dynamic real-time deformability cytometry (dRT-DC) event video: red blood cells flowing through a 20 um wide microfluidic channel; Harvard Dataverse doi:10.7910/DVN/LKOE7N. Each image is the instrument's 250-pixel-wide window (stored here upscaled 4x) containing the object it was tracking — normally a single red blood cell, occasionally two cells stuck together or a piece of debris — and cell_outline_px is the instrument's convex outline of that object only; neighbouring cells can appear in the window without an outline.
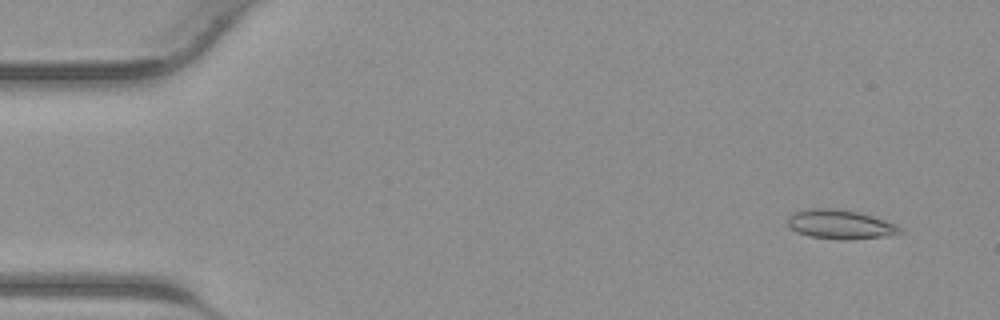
{"species": "common noctule bat (a hibernating species)", "species_latin": "Nyctalus noctula", "temperature_condition": "warm", "stored_images_in_passage": 43, "segment_of_instrument_passage": [1, 2], "camera_frame_rate_fps": 3000, "um_per_image_px": 0.085, "animal": {"sex": "male", "body_mass_g": 23.1, "forearm_length_mm": 52.7}, "frame": {"image": 1, "passage_image": 3, "time_ms": 0.667, "image_size_px": [1000, 320], "cell_outline_px": [[900, 232], [888, 236], [848, 240], [840, 240], [808, 236], [796, 232], [788, 224], [788, 216], [792, 212], [804, 208], [840, 208], [860, 212], [896, 224], [900, 228]], "centroid_in_image_um": [71.37, 19.06], "position_along_channel_um": 13.6, "area_um2": 19.36}}
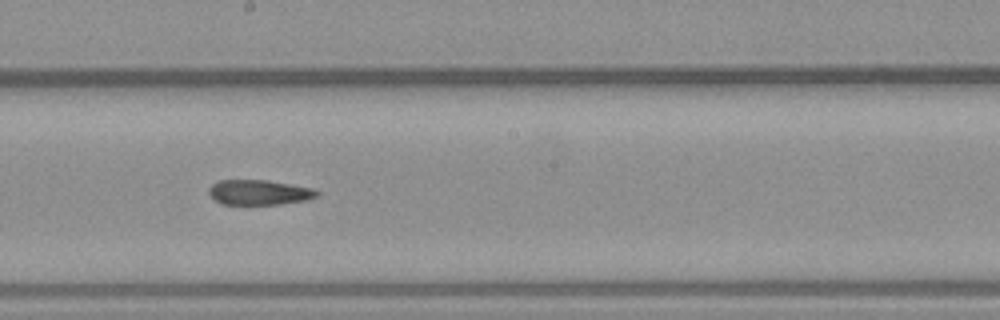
{"frame": {"image": 2, "passage_image": 23, "time_ms": 7.333, "image_size_px": [1000, 320], "cell_outline_px": [[320, 196], [308, 200], [280, 204], [220, 204], [208, 192], [208, 188], [212, 184], [220, 180], [268, 180], [312, 188], [320, 192]], "centroid_in_image_um": [22.06, 16.35], "position_along_channel_um": 226.1, "area_um2": 15.84}}
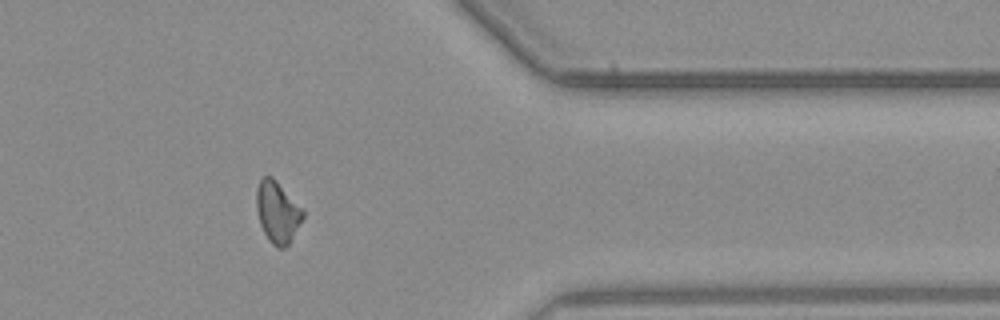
{"frame": {"image": 3, "passage_image": 34, "time_ms": 11.0, "image_size_px": [1000, 320], "cell_outline_px": [[304, 216], [288, 244], [284, 248], [276, 248], [268, 240], [260, 224], [256, 208], [256, 188], [260, 180], [264, 176], [272, 176], [304, 208]], "centroid_in_image_um": [23.58, 18.01], "position_along_channel_um": 387.8, "area_um2": 16.76}}